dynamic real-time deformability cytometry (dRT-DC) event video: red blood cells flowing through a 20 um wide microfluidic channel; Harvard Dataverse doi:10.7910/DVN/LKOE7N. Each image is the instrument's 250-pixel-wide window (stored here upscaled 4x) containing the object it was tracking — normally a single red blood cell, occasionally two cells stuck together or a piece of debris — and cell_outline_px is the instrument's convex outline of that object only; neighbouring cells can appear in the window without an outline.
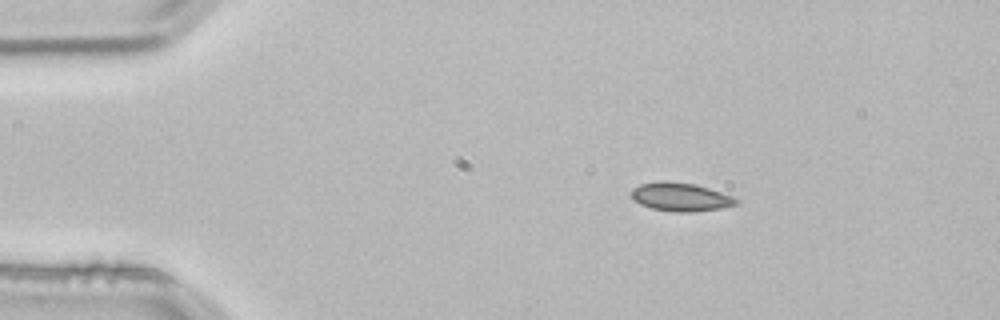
{"species": "common noctule bat (a hibernating species)", "species_latin": "Nyctalus noctula", "temperature_condition": "room temperature", "stored_images_in_passage": 2, "camera_frame_rate_fps": 3000, "um_per_image_px": 0.085, "animal": {"sex": "male", "body_mass_g": 21.5, "forearm_length_mm": 52.0}, "frame": {"image": 1, "passage_image": 1, "time_ms": 0.0, "image_size_px": [1000, 320], "cell_outline_px": [[740, 204], [720, 208], [692, 212], [676, 212], [652, 208], [640, 204], [632, 196], [632, 188], [640, 184], [660, 180], [664, 180], [696, 184], [732, 196], [740, 200]], "centroid_in_image_um": [57.87, 16.73], "position_along_channel_um": 27.1, "area_um2": 17.4}}